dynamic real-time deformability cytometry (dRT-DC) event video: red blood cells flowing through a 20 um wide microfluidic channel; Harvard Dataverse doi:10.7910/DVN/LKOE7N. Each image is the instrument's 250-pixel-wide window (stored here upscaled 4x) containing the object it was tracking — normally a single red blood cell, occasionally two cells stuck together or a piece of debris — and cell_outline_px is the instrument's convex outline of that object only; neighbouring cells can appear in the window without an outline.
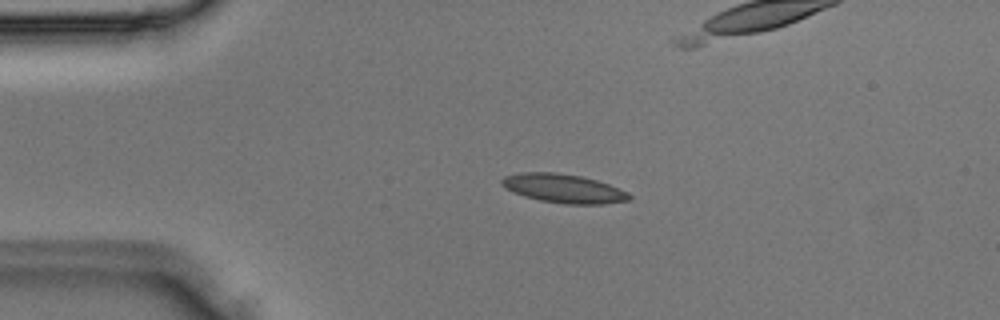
{"species": "Egyptian fruit bat (a non-hibernating species)", "species_latin": "Rousettus aegyptiacus", "temperature_condition": "room temperature", "stored_images_in_passage": 2, "camera_frame_rate_fps": 3000, "um_per_image_px": 0.085, "animal": {"sex": "male"}, "frame": {"image": 1, "passage_image": 2, "time_ms": 0.333, "image_size_px": [1000, 320], "cell_outline_px": [[632, 200], [604, 204], [564, 204], [540, 200], [524, 196], [512, 192], [504, 188], [500, 184], [500, 180], [504, 176], [520, 172], [556, 172], [580, 176], [596, 180], [608, 184], [628, 192], [632, 196]], "centroid_in_image_um": [47.88, 16.02], "position_along_channel_um": 37.1, "area_um2": 21.62}}